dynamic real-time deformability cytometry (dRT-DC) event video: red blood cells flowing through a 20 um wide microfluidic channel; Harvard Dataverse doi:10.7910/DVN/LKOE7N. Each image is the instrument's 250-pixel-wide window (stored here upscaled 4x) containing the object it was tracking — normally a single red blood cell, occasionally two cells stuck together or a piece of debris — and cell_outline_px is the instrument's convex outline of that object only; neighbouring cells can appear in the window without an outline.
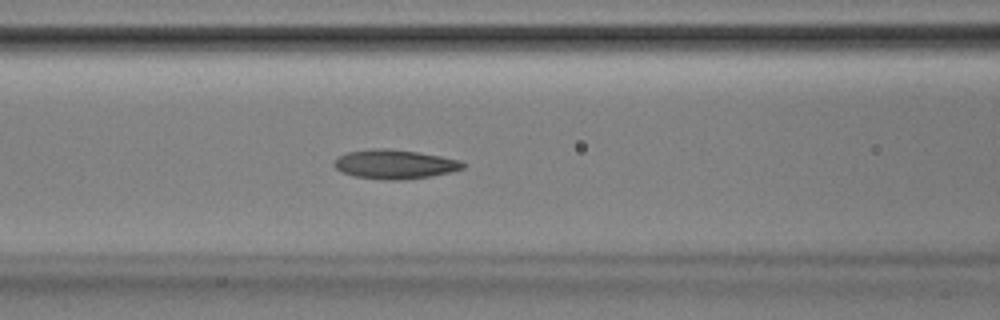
{"species": "Egyptian fruit bat (a non-hibernating species)", "species_latin": "Rousettus aegyptiacus", "temperature_condition": "room temperature", "stored_images_in_passage": 40, "camera_frame_rate_fps": 3000, "um_per_image_px": 0.085, "animal": {"sex": "male"}, "frame": {"image": 1, "passage_image": 9, "time_ms": 2.667, "image_size_px": [1000, 320], "cell_outline_px": [[464, 168], [452, 172], [432, 176], [404, 180], [388, 180], [352, 176], [336, 168], [332, 164], [340, 156], [348, 152], [372, 148], [388, 148], [416, 152], [440, 156], [460, 160], [464, 164]], "centroid_in_image_um": [33.57, 13.97], "position_along_channel_um": 133.0, "area_um2": 21.85}}
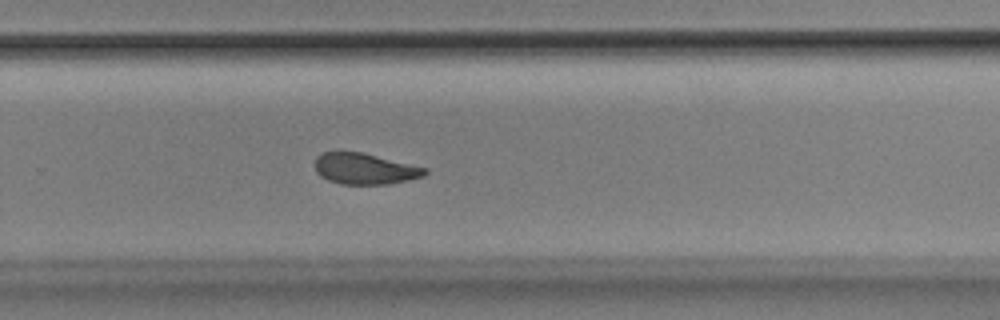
{"frame": {"image": 2, "passage_image": 22, "time_ms": 7.0, "image_size_px": [1000, 320], "cell_outline_px": [[428, 172], [424, 176], [408, 180], [388, 184], [340, 184], [328, 180], [320, 176], [316, 172], [316, 156], [320, 152], [360, 152], [428, 168]], "centroid_in_image_um": [31.0, 14.35], "position_along_channel_um": 298.8, "area_um2": 19.83}}
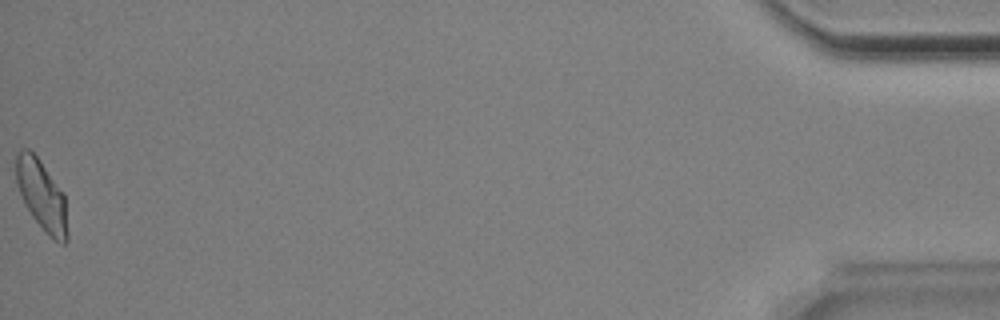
{"frame": {"image": 3, "passage_image": 40, "time_ms": 13.0, "image_size_px": [1000, 320], "cell_outline_px": [[68, 240], [64, 244], [60, 244], [32, 216], [24, 204], [16, 180], [12, 156], [20, 148], [28, 148], [40, 160], [64, 192], [68, 232]], "centroid_in_image_um": [3.51, 16.5], "position_along_channel_um": 431.7, "area_um2": 21.33}, "authors_computed_cell_mechanics": {"area_um2": 21.097, "velocity_mm_per_s": 3.8331, "shape_relaxation_time_tau1_ms": 2.8647, "shape_relaxation_time_tau2_ms": 2.3429, "deformation_change_tau1": 0.1433, "deformation_change_tau2": 0.0966}}